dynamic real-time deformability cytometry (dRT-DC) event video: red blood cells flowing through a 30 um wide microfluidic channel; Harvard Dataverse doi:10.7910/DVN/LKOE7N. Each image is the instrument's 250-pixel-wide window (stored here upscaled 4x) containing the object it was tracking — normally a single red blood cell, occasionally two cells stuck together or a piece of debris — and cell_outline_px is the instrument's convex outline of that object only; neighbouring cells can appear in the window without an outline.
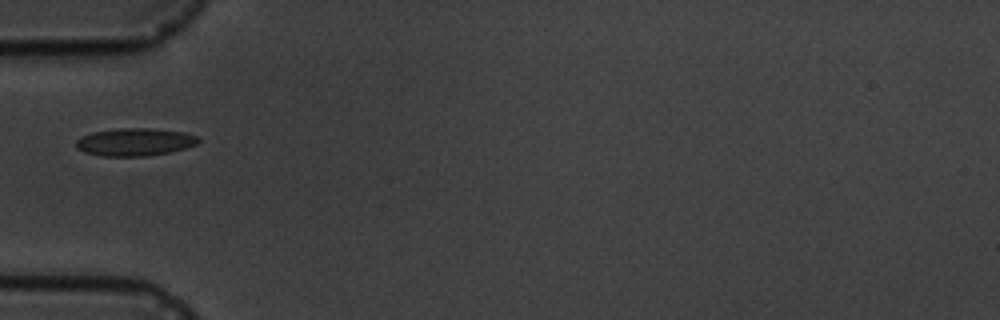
{"species": "common noctule bat (a hibernating species)", "species_latin": "Nyctalus noctula", "temperature_condition": "cold", "stored_images_in_passage": 1, "camera_frame_rate_fps": 3000, "um_per_image_px": 0.085, "animal": {"sex": "male", "body_mass_g": 19.5, "forearm_length_mm": 54.6}, "frame": {"image": 1, "passage_image": 1, "time_ms": 0.0, "image_size_px": [1000, 320], "cell_outline_px": [[200, 140], [196, 144], [172, 152], [144, 156], [100, 156], [84, 152], [76, 148], [76, 140], [80, 136], [92, 132], [116, 128], [148, 128], [184, 132], [200, 136]], "centroid_in_image_um": [11.44, 12.06], "position_along_channel_um": 73.6, "area_um2": 19.94}}